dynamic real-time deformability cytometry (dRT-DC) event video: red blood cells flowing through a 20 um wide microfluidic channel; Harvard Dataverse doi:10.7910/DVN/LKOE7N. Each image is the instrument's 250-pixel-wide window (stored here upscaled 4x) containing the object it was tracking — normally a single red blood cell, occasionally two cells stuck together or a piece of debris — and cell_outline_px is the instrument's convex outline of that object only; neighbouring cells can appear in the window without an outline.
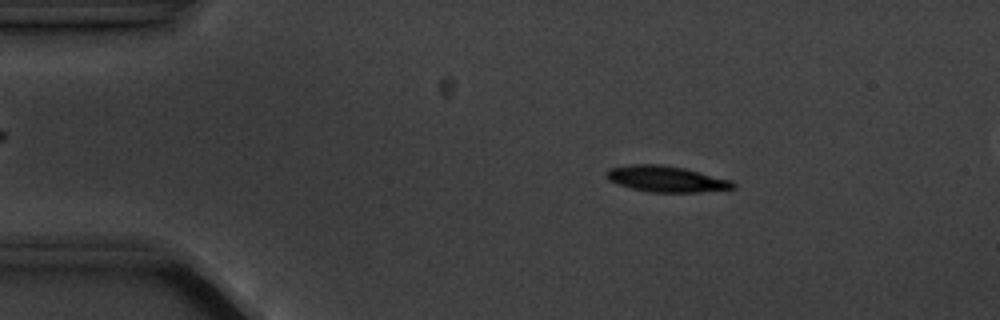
{"species": "common noctule bat (a hibernating species)", "species_latin": "Nyctalus noctula", "temperature_condition": "cold", "stored_images_in_passage": 4, "camera_frame_rate_fps": 3000, "um_per_image_px": 0.085, "animal": {"sex": "male", "body_mass_g": 20.1, "forearm_length_mm": 53.5}, "frame": {"image": 1, "passage_image": 2, "time_ms": 1.333, "image_size_px": [1000, 320], "cell_outline_px": [[736, 188], [700, 192], [652, 192], [632, 188], [616, 184], [608, 180], [604, 176], [604, 172], [608, 168], [632, 164], [660, 164], [684, 168], [732, 180], [736, 184]], "centroid_in_image_um": [56.59, 15.2], "position_along_channel_um": 28.4, "area_um2": 19.36}}